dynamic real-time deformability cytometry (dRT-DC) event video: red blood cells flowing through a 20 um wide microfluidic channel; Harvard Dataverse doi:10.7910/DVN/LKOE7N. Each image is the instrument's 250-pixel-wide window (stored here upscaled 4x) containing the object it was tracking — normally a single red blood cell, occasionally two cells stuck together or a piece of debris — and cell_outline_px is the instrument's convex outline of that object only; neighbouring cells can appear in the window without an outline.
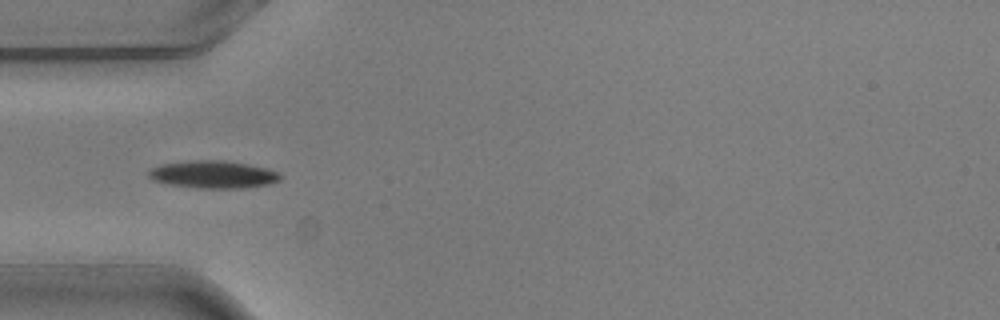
{"species": "common noctule bat (a hibernating species)", "species_latin": "Nyctalus noctula", "temperature_condition": "warm", "stored_images_in_passage": 9, "camera_frame_rate_fps": 3000, "um_per_image_px": 0.085, "animal": {"sex": "male", "body_mass_g": 20.5, "forearm_length_mm": 52.5}, "frame": {"image": 1, "passage_image": 4, "time_ms": 1.0, "image_size_px": [1000, 320], "cell_outline_px": [[280, 180], [268, 184], [244, 188], [200, 188], [168, 184], [152, 180], [148, 176], [148, 172], [152, 168], [160, 164], [192, 160], [224, 160], [248, 164], [268, 168], [276, 172], [280, 176]], "centroid_in_image_um": [18.1, 14.82], "position_along_channel_um": 66.9, "area_um2": 21.1}}
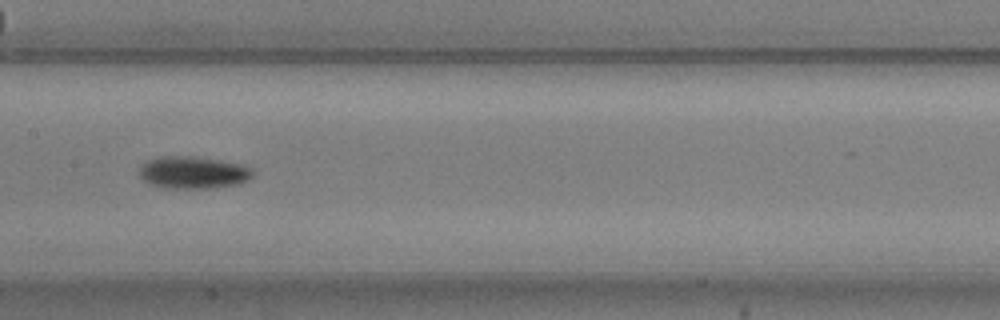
{"frame": {"image": 2, "passage_image": 7, "time_ms": 2.0, "image_size_px": [1000, 320], "cell_outline_px": [[252, 176], [248, 180], [240, 184], [212, 188], [160, 188], [148, 184], [140, 176], [140, 168], [144, 160], [160, 156], [196, 156], [220, 160], [240, 164], [252, 168]], "centroid_in_image_um": [16.38, 14.66], "position_along_channel_um": 191.0, "area_um2": 21.68}}
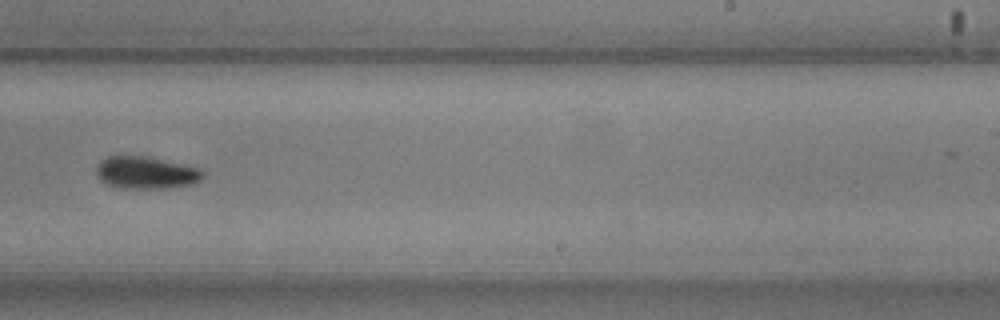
{"frame": {"image": 3, "passage_image": 9, "time_ms": 2.667, "image_size_px": [1000, 320], "cell_outline_px": [[204, 176], [200, 180], [192, 184], [172, 188], [124, 188], [108, 184], [100, 180], [96, 176], [96, 168], [100, 160], [108, 156], [148, 156], [200, 168], [204, 172]], "centroid_in_image_um": [12.42, 14.67], "position_along_channel_um": 276.6, "area_um2": 20.17}}